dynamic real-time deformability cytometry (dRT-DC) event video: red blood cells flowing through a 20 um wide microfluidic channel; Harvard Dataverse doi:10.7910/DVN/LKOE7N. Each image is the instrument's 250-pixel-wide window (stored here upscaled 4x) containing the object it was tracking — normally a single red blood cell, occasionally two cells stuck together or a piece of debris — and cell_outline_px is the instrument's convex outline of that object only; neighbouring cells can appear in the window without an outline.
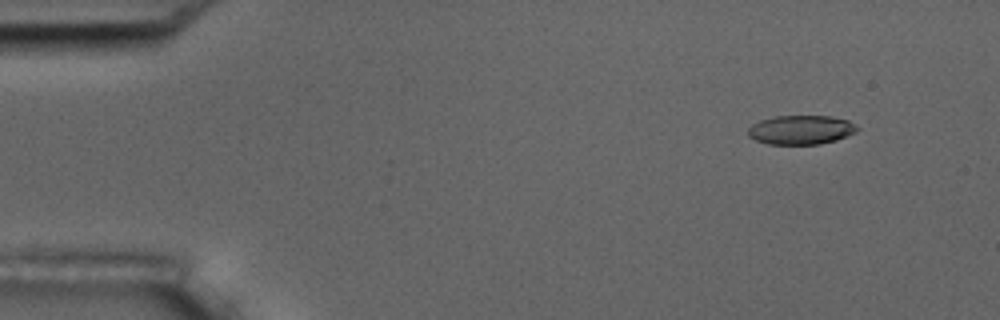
{"species": "common noctule bat (a hibernating species)", "species_latin": "Nyctalus noctula", "temperature_condition": "room temperature", "stored_images_in_passage": 4, "camera_frame_rate_fps": 3000, "um_per_image_px": 0.085, "animal": {"sex": "male", "body_mass_g": 17.5, "forearm_length_mm": 52.3}, "frame": {"image": 1, "passage_image": 1, "time_ms": 0.0, "image_size_px": [1000, 320], "cell_outline_px": [[860, 128], [856, 132], [836, 140], [820, 144], [768, 144], [756, 140], [748, 136], [748, 128], [752, 124], [760, 120], [776, 116], [832, 116], [848, 120]], "centroid_in_image_um": [68.09, 11.03], "position_along_channel_um": 16.9, "area_um2": 18.55}}
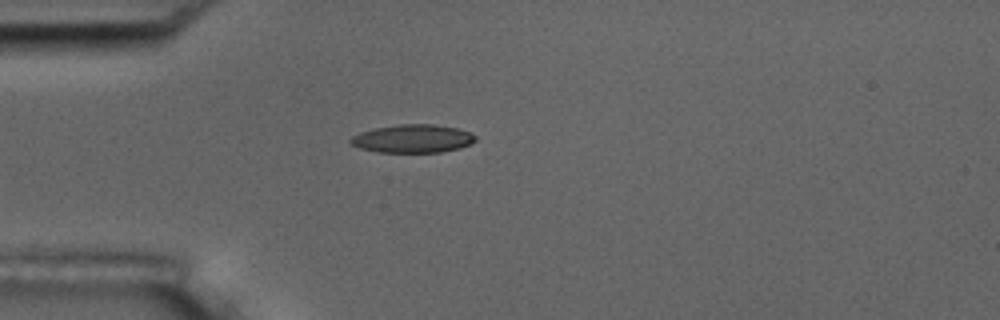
{"frame": {"image": 2, "passage_image": 4, "time_ms": 3.333, "image_size_px": [1000, 320], "cell_outline_px": [[476, 140], [472, 144], [460, 148], [440, 152], [376, 152], [360, 148], [348, 144], [348, 140], [352, 136], [360, 132], [376, 128], [400, 124], [432, 124], [456, 128], [468, 132], [476, 136]], "centroid_in_image_um": [35.05, 11.79], "position_along_channel_um": 49.9, "area_um2": 20.58}}